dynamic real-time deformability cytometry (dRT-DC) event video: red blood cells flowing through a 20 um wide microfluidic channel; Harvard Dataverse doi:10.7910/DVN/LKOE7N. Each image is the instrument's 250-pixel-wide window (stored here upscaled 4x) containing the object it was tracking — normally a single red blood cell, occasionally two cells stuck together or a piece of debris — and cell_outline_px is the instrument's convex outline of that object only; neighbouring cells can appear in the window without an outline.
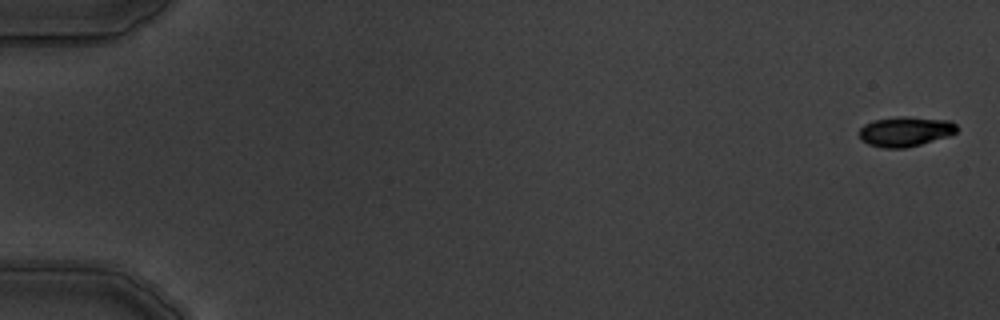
{"species": "common noctule bat (a hibernating species)", "species_latin": "Nyctalus noctula", "temperature_condition": "warm", "stored_images_in_passage": 7, "camera_frame_rate_fps": 3000, "um_per_image_px": 0.085, "animal": {"sex": "male", "body_mass_g": 19.5, "forearm_length_mm": 54.6}, "frame": {"image": 1, "passage_image": 1, "time_ms": 0.0, "image_size_px": [1000, 320], "cell_outline_px": [[956, 132], [948, 136], [920, 144], [904, 148], [884, 148], [868, 144], [860, 140], [860, 128], [864, 124], [876, 120], [896, 116], [908, 116], [952, 120], [956, 124]], "centroid_in_image_um": [76.95, 11.16], "position_along_channel_um": 8.0, "area_um2": 17.05}}
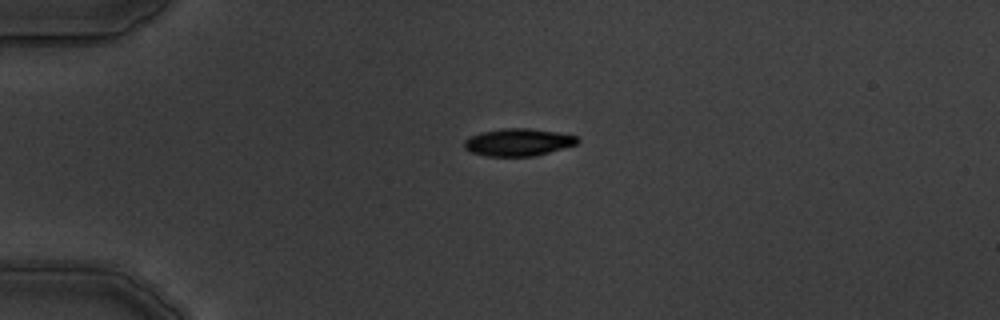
{"frame": {"image": 2, "passage_image": 5, "time_ms": 4.333, "image_size_px": [1000, 320], "cell_outline_px": [[580, 140], [576, 144], [536, 156], [488, 156], [472, 152], [464, 148], [464, 140], [480, 132], [504, 128], [528, 128], [556, 132], [576, 136]], "centroid_in_image_um": [44.04, 12.09], "position_along_channel_um": 41.0, "area_um2": 17.92}}